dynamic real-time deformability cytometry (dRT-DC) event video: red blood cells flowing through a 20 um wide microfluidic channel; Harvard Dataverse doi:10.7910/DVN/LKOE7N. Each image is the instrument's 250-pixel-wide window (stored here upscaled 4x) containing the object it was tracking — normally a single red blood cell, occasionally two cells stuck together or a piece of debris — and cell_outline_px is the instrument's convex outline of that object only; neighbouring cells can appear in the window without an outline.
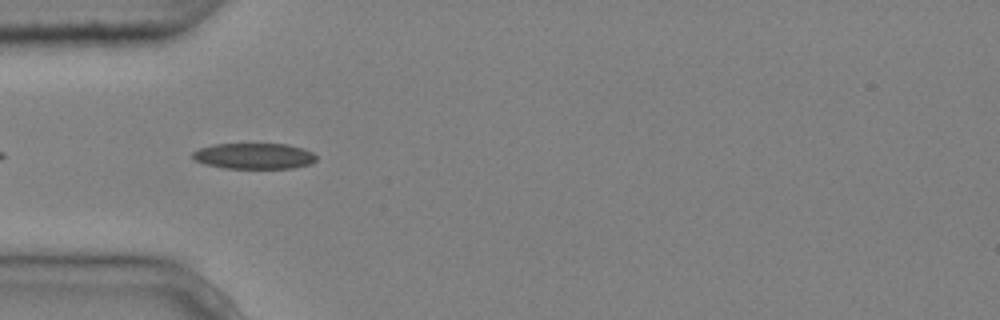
{"species": "common noctule bat (a hibernating species)", "species_latin": "Nyctalus noctula", "temperature_condition": "cold", "stored_images_in_passage": 7, "camera_frame_rate_fps": 3000, "um_per_image_px": 0.085, "animal": {"sex": "male", "body_mass_g": 20.4}, "frame": {"image": 1, "passage_image": 3, "time_ms": 0.667, "image_size_px": [1000, 320], "cell_outline_px": [[316, 160], [308, 164], [292, 168], [224, 168], [204, 164], [196, 160], [192, 156], [192, 152], [200, 148], [212, 144], [288, 144], [304, 148], [312, 152], [316, 156]], "centroid_in_image_um": [21.59, 13.25], "position_along_channel_um": 63.4, "area_um2": 18.61}}
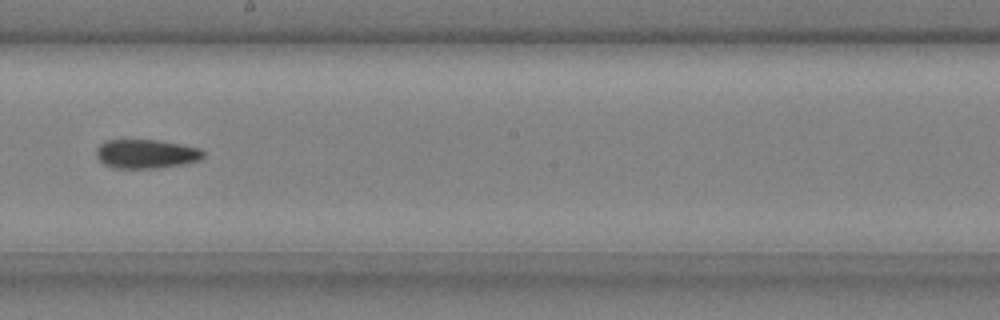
{"frame": {"image": 2, "passage_image": 7, "time_ms": 2.0, "image_size_px": [1000, 320], "cell_outline_px": [[204, 156], [200, 160], [160, 168], [112, 168], [104, 164], [96, 156], [96, 148], [104, 140], [160, 140], [200, 148], [204, 152]], "centroid_in_image_um": [12.4, 13.07], "position_along_channel_um": 235.8, "area_um2": 18.15}}